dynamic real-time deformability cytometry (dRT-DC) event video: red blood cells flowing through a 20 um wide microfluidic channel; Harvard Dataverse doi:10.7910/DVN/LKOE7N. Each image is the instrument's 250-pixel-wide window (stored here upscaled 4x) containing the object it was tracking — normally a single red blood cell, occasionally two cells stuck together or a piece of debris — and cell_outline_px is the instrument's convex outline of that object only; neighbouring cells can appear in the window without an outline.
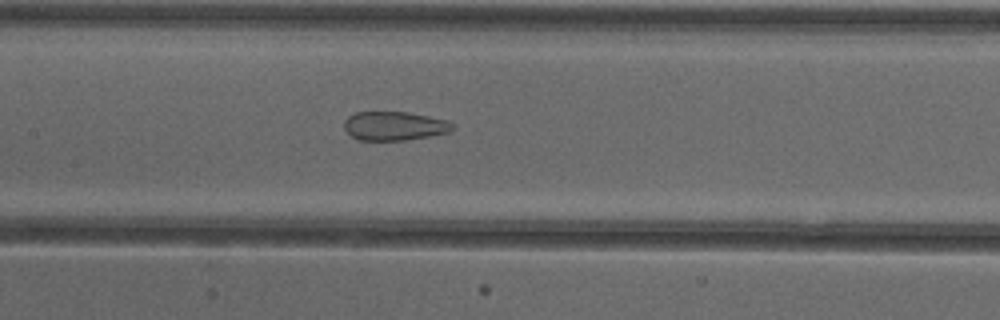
{"species": "common noctule bat (a hibernating species)", "species_latin": "Nyctalus noctula", "temperature_condition": "cold", "stored_images_in_passage": 53, "segment_of_instrument_passage": [2, 2], "camera_frame_rate_fps": 3000, "um_per_image_px": 0.085, "animal": {"sex": "female"}, "frame": {"image": 1, "passage_image": 26, "time_ms": 8.333, "image_size_px": [1000, 320], "cell_outline_px": [[456, 128], [448, 132], [428, 136], [404, 140], [360, 140], [352, 136], [344, 128], [344, 120], [348, 116], [356, 112], [408, 112], [448, 120]], "centroid_in_image_um": [33.52, 10.7], "position_along_channel_um": 173.9, "area_um2": 18.15}}
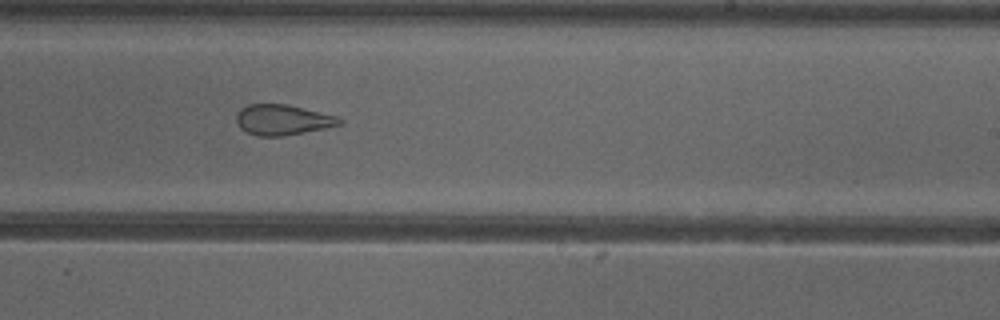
{"frame": {"image": 2, "passage_image": 33, "time_ms": 10.667, "image_size_px": [1000, 320], "cell_outline_px": [[344, 120], [340, 124], [324, 128], [284, 136], [260, 136], [248, 132], [240, 128], [236, 120], [236, 116], [240, 108], [248, 104], [288, 104], [336, 116]], "centroid_in_image_um": [24.0, 10.17], "position_along_channel_um": 265.0, "area_um2": 18.15}}
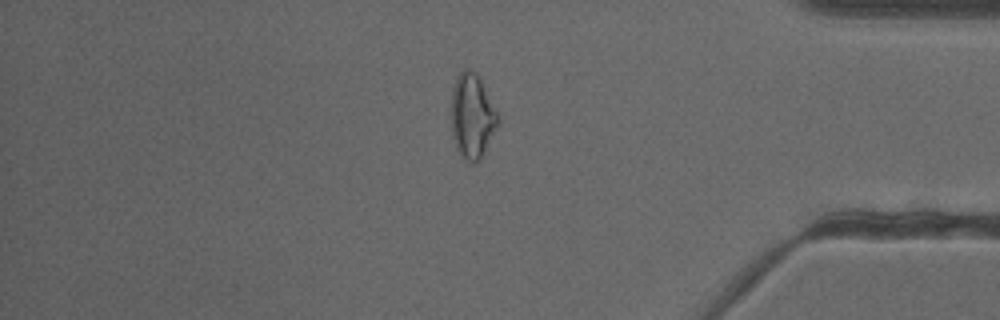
{"frame": {"image": 3, "passage_image": 45, "time_ms": 14.667, "image_size_px": [1000, 320], "cell_outline_px": [[500, 124], [480, 160], [476, 164], [472, 164], [460, 156], [456, 148], [452, 136], [452, 88], [456, 76], [464, 68], [468, 68], [476, 72], [500, 116]], "centroid_in_image_um": [40.15, 9.9], "position_along_channel_um": 395.0, "area_um2": 23.47}}